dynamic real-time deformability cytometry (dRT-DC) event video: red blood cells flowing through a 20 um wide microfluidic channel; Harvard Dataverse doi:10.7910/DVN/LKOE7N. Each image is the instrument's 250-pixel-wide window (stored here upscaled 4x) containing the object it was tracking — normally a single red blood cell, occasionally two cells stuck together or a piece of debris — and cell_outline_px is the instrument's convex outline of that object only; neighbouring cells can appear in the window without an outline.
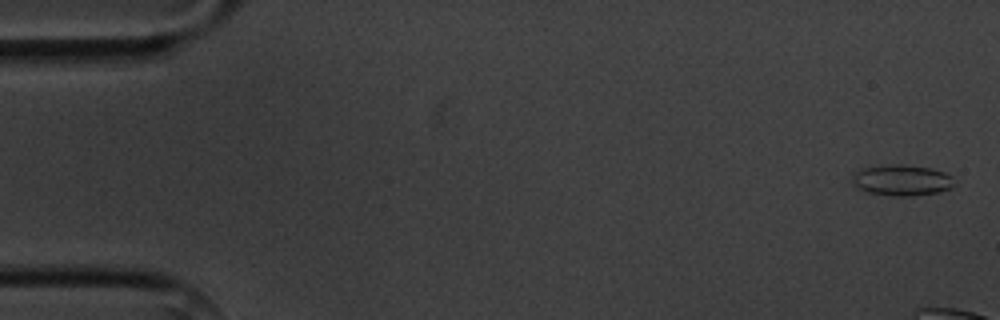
{"species": "common noctule bat (a hibernating species)", "species_latin": "Nyctalus noctula", "temperature_condition": "cold", "stored_images_in_passage": 4, "camera_frame_rate_fps": 3000, "um_per_image_px": 0.085, "animal": {"sex": "male", "body_mass_g": 20.1, "forearm_length_mm": 53.5}, "frame": {"image": 1, "passage_image": 1, "time_ms": 0.0, "image_size_px": [1000, 320], "cell_outline_px": [[956, 184], [952, 188], [940, 192], [912, 196], [896, 196], [868, 192], [856, 188], [852, 180], [852, 176], [856, 172], [864, 168], [892, 164], [900, 164], [928, 168], [944, 172], [952, 176]], "centroid_in_image_um": [76.69, 15.33], "position_along_channel_um": 8.3, "area_um2": 18.38}}